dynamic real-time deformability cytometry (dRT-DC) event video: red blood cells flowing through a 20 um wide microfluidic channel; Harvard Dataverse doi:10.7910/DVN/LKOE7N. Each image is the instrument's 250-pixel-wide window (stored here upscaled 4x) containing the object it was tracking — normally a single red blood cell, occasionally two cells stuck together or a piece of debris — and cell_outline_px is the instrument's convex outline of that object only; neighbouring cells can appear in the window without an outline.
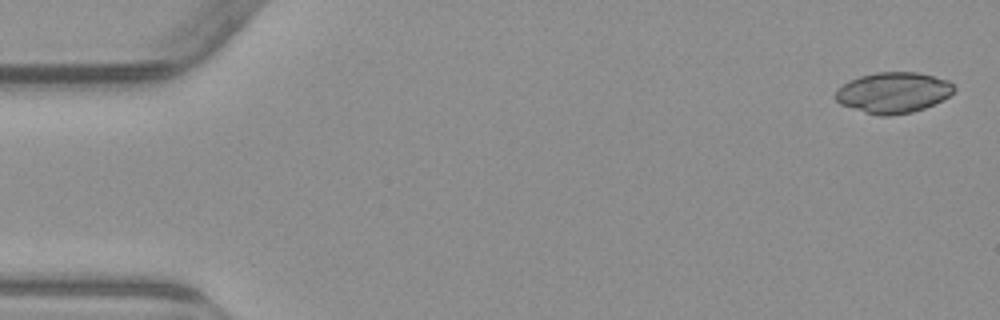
{"species": "common noctule bat (a hibernating species)", "species_latin": "Nyctalus noctula", "temperature_condition": "warm", "stored_images_in_passage": 5, "camera_frame_rate_fps": 3000, "um_per_image_px": 0.085, "animal": {"sex": "male", "body_mass_g": 23.1, "forearm_length_mm": 52.7}, "frame": {"image": 1, "passage_image": 1, "time_ms": 0.0, "image_size_px": [1000, 320], "cell_outline_px": [[956, 88], [948, 96], [924, 108], [912, 112], [888, 116], [880, 116], [864, 112], [840, 104], [836, 100], [836, 88], [848, 80], [860, 76], [876, 72], [916, 72], [948, 80]], "centroid_in_image_um": [75.88, 7.86], "position_along_channel_um": 9.1, "area_um2": 28.03}}